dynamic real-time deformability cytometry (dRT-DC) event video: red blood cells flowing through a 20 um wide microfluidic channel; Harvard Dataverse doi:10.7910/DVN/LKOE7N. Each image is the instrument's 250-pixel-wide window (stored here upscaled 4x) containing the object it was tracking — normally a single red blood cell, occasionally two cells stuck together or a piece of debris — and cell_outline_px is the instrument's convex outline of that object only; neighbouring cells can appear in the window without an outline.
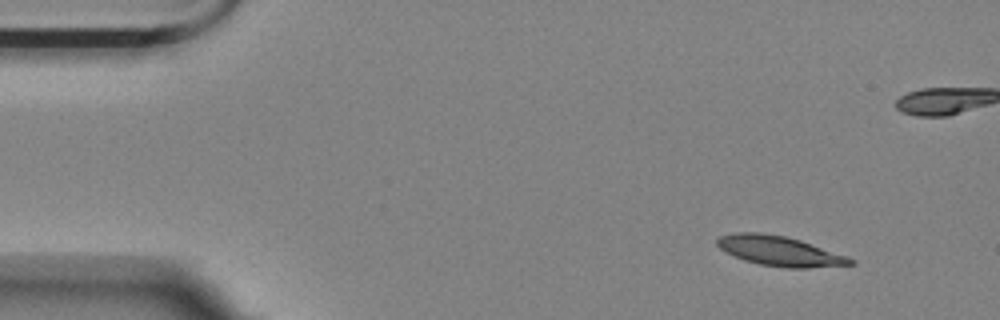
{"species": "Egyptian fruit bat (a non-hibernating species)", "species_latin": "Rousettus aegyptiacus", "temperature_condition": "room temperature", "stored_images_in_passage": 4, "camera_frame_rate_fps": 3000, "um_per_image_px": 0.085, "animal": {"sex": "female"}, "frame": {"image": 1, "passage_image": 1, "time_ms": 0.0, "image_size_px": [1000, 320], "cell_outline_px": [[856, 264], [808, 268], [788, 268], [760, 264], [744, 260], [720, 248], [716, 244], [716, 240], [720, 236], [736, 232], [760, 232], [784, 236], [800, 240], [848, 256], [856, 260]], "centroid_in_image_um": [66.31, 21.34], "position_along_channel_um": 18.7, "area_um2": 23.06}}